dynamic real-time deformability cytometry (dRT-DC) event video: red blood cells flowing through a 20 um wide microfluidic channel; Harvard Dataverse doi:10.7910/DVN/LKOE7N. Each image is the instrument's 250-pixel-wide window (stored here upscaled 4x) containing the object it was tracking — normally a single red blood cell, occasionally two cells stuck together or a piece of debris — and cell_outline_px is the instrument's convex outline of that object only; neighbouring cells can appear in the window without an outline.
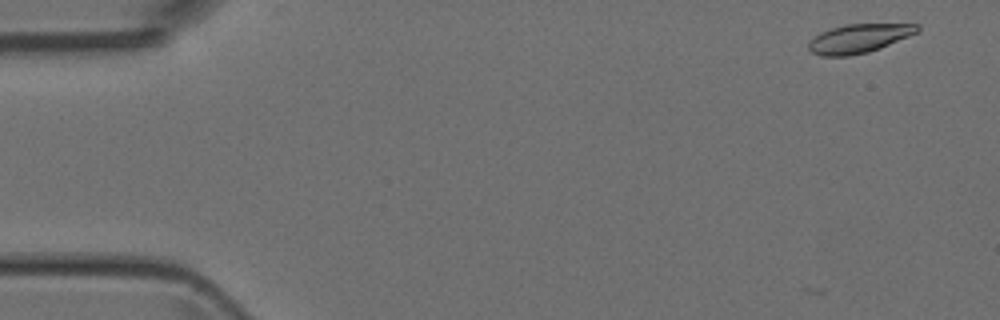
{"species": "Egyptian fruit bat (a non-hibernating species)", "species_latin": "Rousettus aegyptiacus", "temperature_condition": "room temperature", "stored_images_in_passage": 4, "camera_frame_rate_fps": 3000, "um_per_image_px": 0.085, "animal": {"sex": "female"}, "frame": {"image": 1, "passage_image": 1, "time_ms": 0.0, "image_size_px": [1000, 320], "cell_outline_px": [[920, 28], [916, 32], [908, 36], [880, 48], [868, 52], [848, 56], [820, 56], [812, 52], [808, 48], [808, 44], [820, 32], [844, 24], [920, 24]], "centroid_in_image_um": [72.99, 3.27], "position_along_channel_um": 12.0, "area_um2": 18.03}}
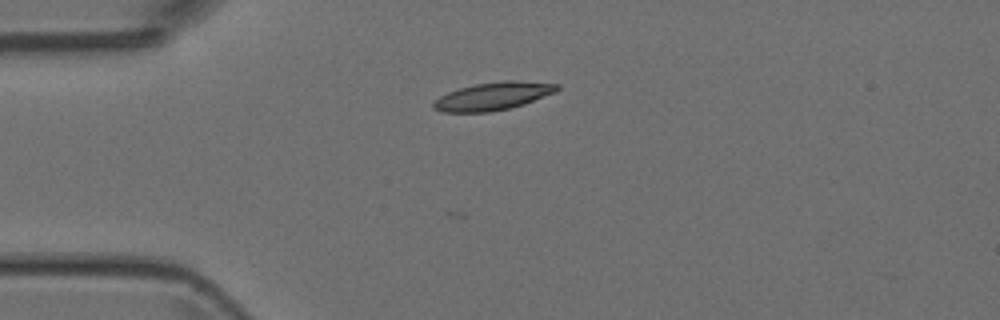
{"frame": {"image": 2, "passage_image": 3, "time_ms": 3.333, "image_size_px": [1000, 320], "cell_outline_px": [[560, 88], [556, 92], [524, 104], [508, 108], [488, 112], [444, 112], [432, 108], [432, 104], [440, 96], [448, 92], [460, 88], [476, 84], [504, 80], [516, 80], [560, 84]], "centroid_in_image_um": [41.93, 8.16], "position_along_channel_um": 43.1, "area_um2": 20.0}}